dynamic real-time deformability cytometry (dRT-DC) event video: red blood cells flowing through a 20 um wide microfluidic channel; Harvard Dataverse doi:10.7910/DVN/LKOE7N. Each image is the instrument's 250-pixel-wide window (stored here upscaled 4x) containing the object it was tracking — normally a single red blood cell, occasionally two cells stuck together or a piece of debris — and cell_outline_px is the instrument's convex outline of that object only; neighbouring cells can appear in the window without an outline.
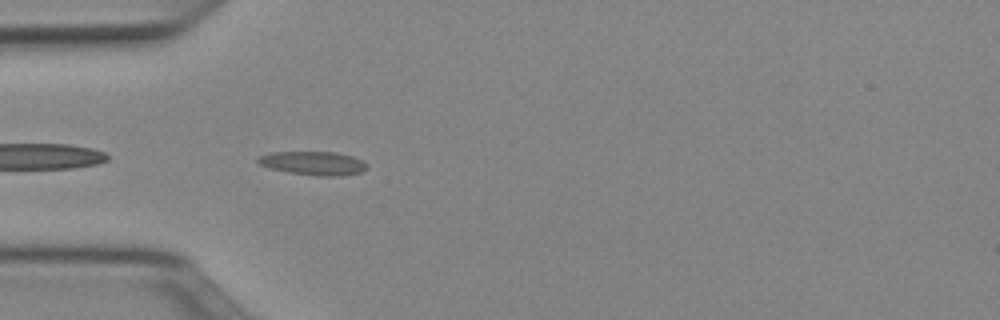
{"species": "Egyptian fruit bat (a non-hibernating species)", "species_latin": "Rousettus aegyptiacus", "temperature_condition": "cold", "stored_images_in_passage": 37, "camera_frame_rate_fps": 3000, "um_per_image_px": 0.085, "animal": {"sex": "female"}, "frame": {"image": 1, "passage_image": 2, "time_ms": 0.333, "image_size_px": [1000, 320], "cell_outline_px": [[368, 168], [360, 172], [340, 176], [320, 176], [288, 172], [268, 168], [260, 164], [256, 160], [256, 156], [268, 152], [336, 152], [352, 156], [360, 160]], "centroid_in_image_um": [26.55, 13.86], "position_along_channel_um": 58.4, "area_um2": 15.03}}
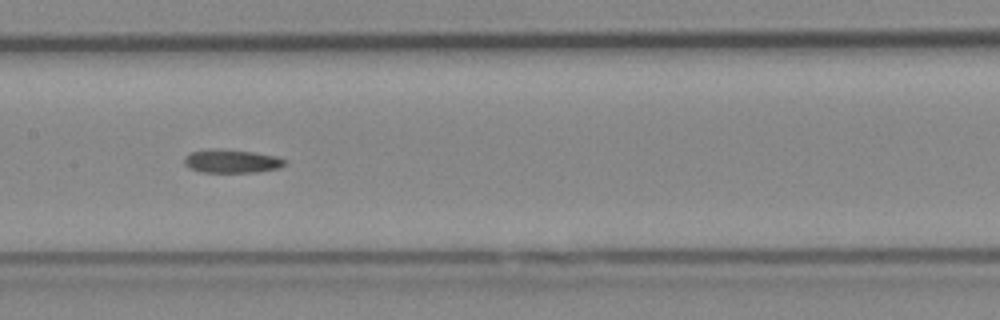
{"frame": {"image": 2, "passage_image": 12, "time_ms": 3.667, "image_size_px": [1000, 320], "cell_outline_px": [[288, 160], [280, 168], [256, 172], [200, 172], [184, 164], [184, 156], [192, 152], [208, 148], [220, 148], [252, 152], [276, 156]], "centroid_in_image_um": [19.69, 13.69], "position_along_channel_um": 187.7, "area_um2": 13.81}}
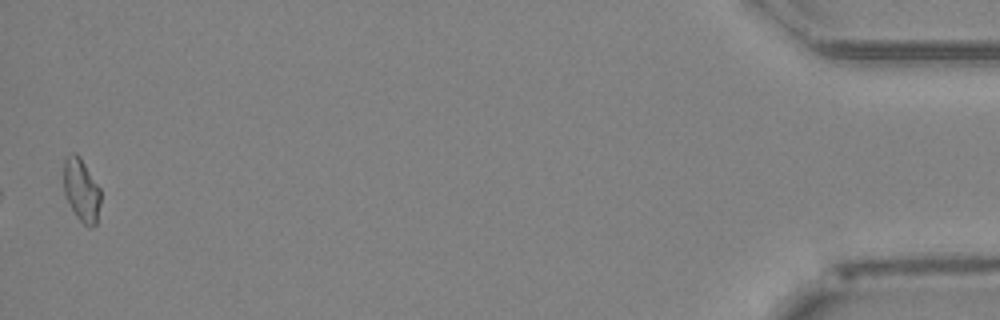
{"frame": {"image": 3, "passage_image": 37, "time_ms": 12.0, "image_size_px": [1000, 320], "cell_outline_px": [[100, 204], [96, 224], [92, 228], [88, 228], [76, 216], [64, 196], [64, 156], [68, 152], [76, 152], [80, 156], [100, 188]], "centroid_in_image_um": [6.9, 16.13], "position_along_channel_um": 428.3, "area_um2": 13.87}, "authors_computed_cell_mechanics": {"area_um2": 13.6408, "velocity_mm_per_s": 3.9985, "shape_relaxation_time_tau1_ms": null, "shape_relaxation_time_tau2_ms": 7.3264, "deformation_change_tau1": null, "deformation_change_tau2": 0.1733}}